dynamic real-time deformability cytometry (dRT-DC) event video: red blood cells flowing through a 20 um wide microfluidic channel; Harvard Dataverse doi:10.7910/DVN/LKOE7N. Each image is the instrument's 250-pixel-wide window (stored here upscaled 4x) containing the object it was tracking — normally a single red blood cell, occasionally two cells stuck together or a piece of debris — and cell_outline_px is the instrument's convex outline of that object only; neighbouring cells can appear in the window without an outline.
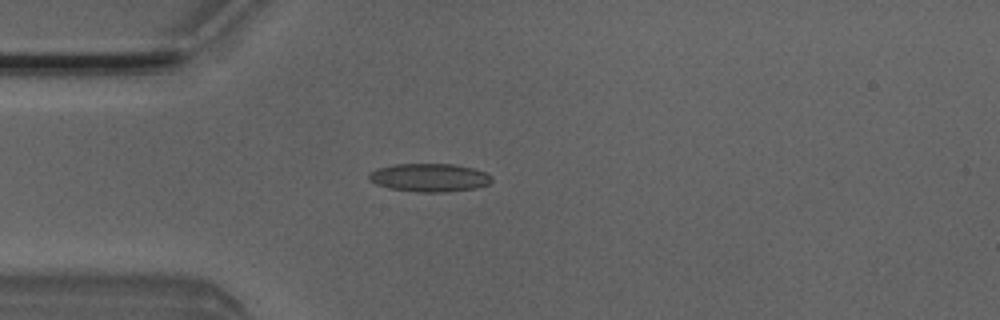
{"species": "Egyptian fruit bat (a non-hibernating species)", "species_latin": "Rousettus aegyptiacus", "temperature_condition": "room temperature", "stored_images_in_passage": 2, "camera_frame_rate_fps": 3000, "um_per_image_px": 0.085, "animal": {"sex": "male"}, "frame": {"image": 1, "passage_image": 2, "time_ms": 0.333, "image_size_px": [1000, 320], "cell_outline_px": [[492, 180], [488, 184], [476, 188], [448, 192], [416, 192], [388, 188], [376, 184], [368, 180], [368, 172], [376, 168], [392, 164], [452, 164], [472, 168], [484, 172], [492, 176]], "centroid_in_image_um": [36.45, 15.1], "position_along_channel_um": 48.6, "area_um2": 20.4}}